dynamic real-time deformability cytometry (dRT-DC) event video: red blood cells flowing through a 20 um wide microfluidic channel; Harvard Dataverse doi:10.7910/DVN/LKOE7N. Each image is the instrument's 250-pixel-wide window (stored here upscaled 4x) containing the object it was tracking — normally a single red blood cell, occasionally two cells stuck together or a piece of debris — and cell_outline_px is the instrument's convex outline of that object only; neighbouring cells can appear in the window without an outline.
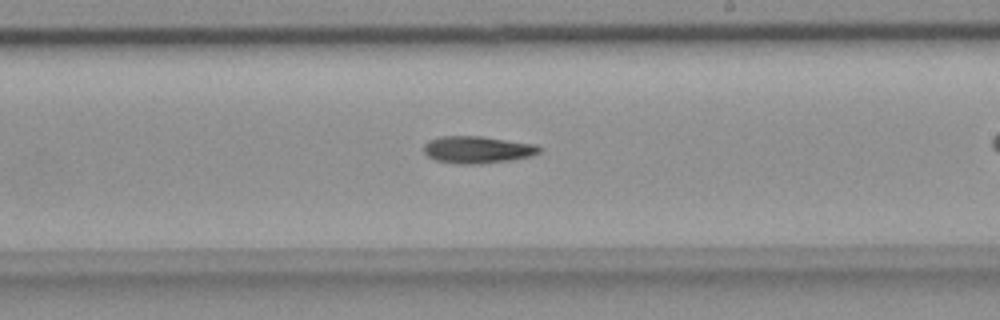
{"species": "common noctule bat (a hibernating species)", "species_latin": "Nyctalus noctula", "temperature_condition": "room temperature", "stored_images_in_passage": 39, "camera_frame_rate_fps": 3000, "um_per_image_px": 0.085, "animal": {"sex": "female", "body_mass_g": 18.4}, "frame": {"image": 1, "passage_image": 23, "time_ms": 7.333, "image_size_px": [1000, 320], "cell_outline_px": [[544, 148], [540, 152], [532, 156], [508, 160], [480, 164], [456, 164], [436, 160], [428, 156], [424, 152], [424, 144], [428, 140], [440, 136], [480, 136], [536, 144]], "centroid_in_image_um": [40.59, 12.72], "position_along_channel_um": 248.4, "area_um2": 18.38}}